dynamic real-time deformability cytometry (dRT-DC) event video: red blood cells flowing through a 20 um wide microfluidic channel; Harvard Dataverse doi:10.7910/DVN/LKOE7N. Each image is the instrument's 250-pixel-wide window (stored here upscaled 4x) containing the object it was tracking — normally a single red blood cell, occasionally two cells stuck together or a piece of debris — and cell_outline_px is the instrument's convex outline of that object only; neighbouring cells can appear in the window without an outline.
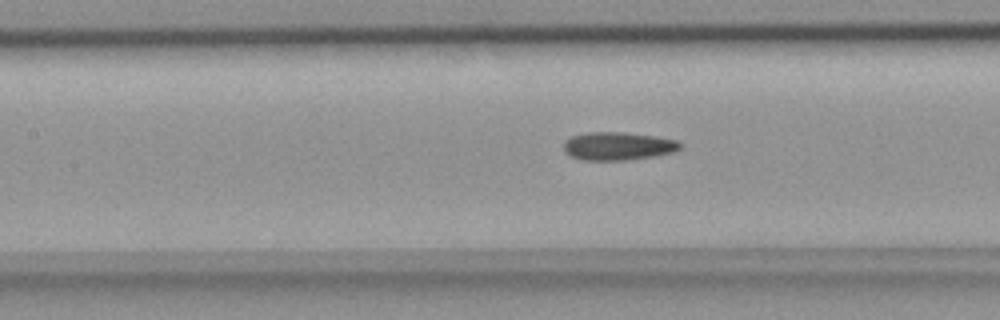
{"species": "common noctule bat (a hibernating species)", "species_latin": "Nyctalus noctula", "temperature_condition": "room temperature", "stored_images_in_passage": 26, "camera_frame_rate_fps": 3000, "um_per_image_px": 0.085, "animal": {"sex": "female", "body_mass_g": 18.4}, "frame": {"image": 1, "passage_image": 7, "time_ms": 2.0, "image_size_px": [1000, 320], "cell_outline_px": [[676, 144], [672, 148], [656, 152], [628, 156], [584, 156], [572, 152], [568, 144], [576, 140], [596, 136], [624, 136], [660, 140]], "centroid_in_image_um": [52.5, 12.42], "position_along_channel_um": 154.9, "area_um2": 11.96}}
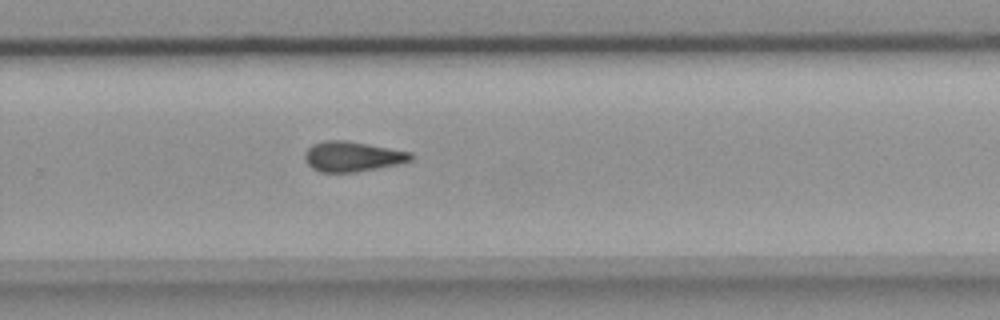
{"frame": {"image": 2, "passage_image": 18, "time_ms": 5.667, "image_size_px": [1000, 320], "cell_outline_px": [[408, 156], [400, 160], [380, 164], [356, 168], [320, 168], [312, 164], [308, 156], [316, 148], [328, 144], [344, 144], [400, 152]], "centroid_in_image_um": [29.88, 13.3], "position_along_channel_um": 299.9, "area_um2": 12.37}}
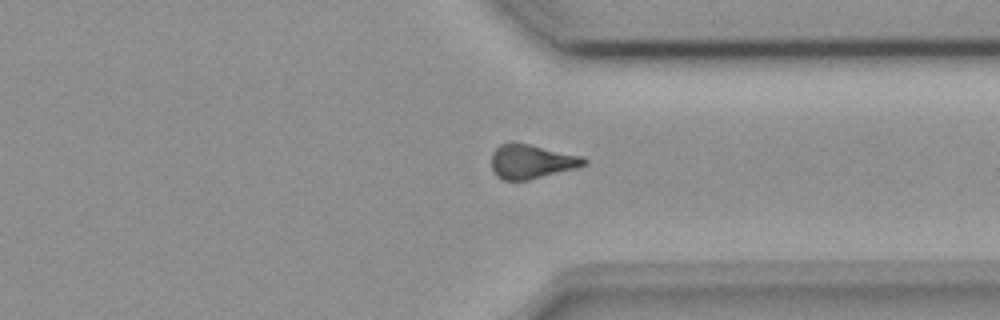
{"frame": {"image": 3, "passage_image": 23, "time_ms": 7.333, "image_size_px": [1000, 320], "cell_outline_px": [[584, 160], [580, 164], [532, 176], [504, 176], [496, 168], [496, 156], [528, 148], [532, 148]], "centroid_in_image_um": [45.28, 13.82], "position_along_channel_um": 366.1, "area_um2": 11.91}}